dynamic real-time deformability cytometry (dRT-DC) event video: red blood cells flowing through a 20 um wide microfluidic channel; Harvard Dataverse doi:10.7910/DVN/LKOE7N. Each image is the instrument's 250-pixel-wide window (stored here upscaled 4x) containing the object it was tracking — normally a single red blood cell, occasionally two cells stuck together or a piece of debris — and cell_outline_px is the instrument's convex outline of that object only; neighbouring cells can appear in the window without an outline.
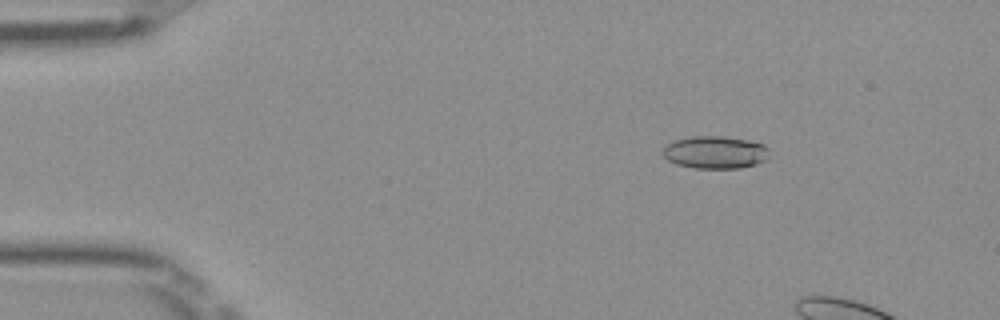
{"species": "Egyptian fruit bat (a non-hibernating species)", "species_latin": "Rousettus aegyptiacus", "temperature_condition": "room temperature", "stored_images_in_passage": 14, "camera_frame_rate_fps": 3000, "um_per_image_px": 0.085, "frame": {"image": 1, "passage_image": 8, "time_ms": 2.333, "image_size_px": [1000, 320], "cell_outline_px": [[768, 160], [756, 164], [740, 168], [692, 168], [676, 164], [668, 160], [660, 152], [672, 140], [692, 136], [720, 136], [748, 140], [764, 144], [768, 148]], "centroid_in_image_um": [60.78, 12.95], "position_along_channel_um": 24.2, "area_um2": 20.4}}